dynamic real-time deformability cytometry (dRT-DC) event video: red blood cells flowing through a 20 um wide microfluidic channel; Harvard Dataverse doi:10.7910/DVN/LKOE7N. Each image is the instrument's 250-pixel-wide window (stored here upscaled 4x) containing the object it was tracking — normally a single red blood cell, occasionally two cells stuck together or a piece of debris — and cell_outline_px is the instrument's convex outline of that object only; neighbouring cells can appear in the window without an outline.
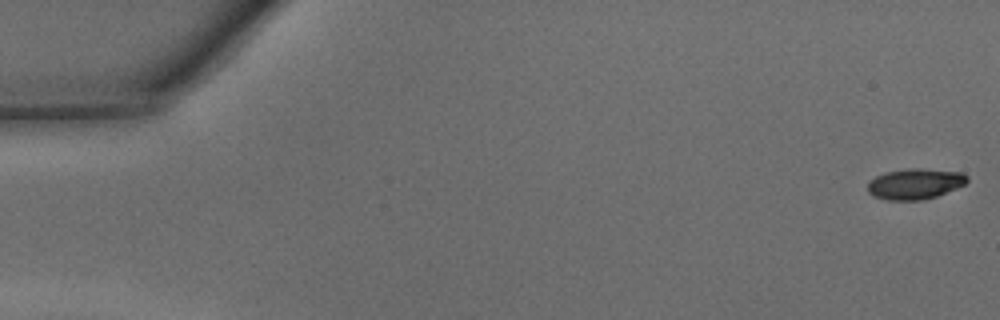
{"species": "common noctule bat (a hibernating species)", "species_latin": "Nyctalus noctula", "temperature_condition": "warm", "stored_images_in_passage": 47, "camera_frame_rate_fps": 3000, "um_per_image_px": 0.085, "animal": {"sex": "male", "body_mass_g": 15.6}, "frame": {"image": 1, "passage_image": 1, "time_ms": 0.0, "image_size_px": [1000, 320], "cell_outline_px": [[968, 180], [964, 184], [956, 188], [936, 196], [920, 200], [888, 200], [876, 196], [868, 192], [868, 180], [884, 172], [908, 168], [916, 168], [964, 172], [968, 176]], "centroid_in_image_um": [77.77, 15.61], "position_along_channel_um": 7.2, "area_um2": 17.74}}
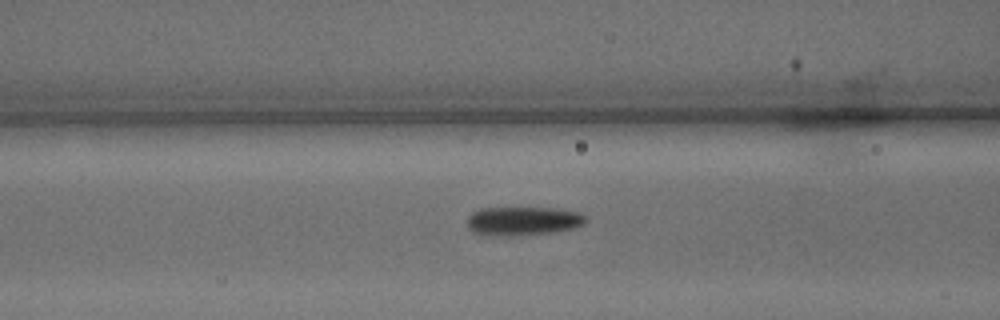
{"frame": {"image": 2, "passage_image": 19, "time_ms": 6.0, "image_size_px": [1000, 320], "cell_outline_px": [[588, 220], [584, 224], [572, 228], [548, 232], [476, 232], [468, 228], [468, 216], [472, 212], [480, 208], [552, 208], [580, 212], [588, 216]], "centroid_in_image_um": [44.56, 18.69], "position_along_channel_um": 122.0, "area_um2": 18.5}}
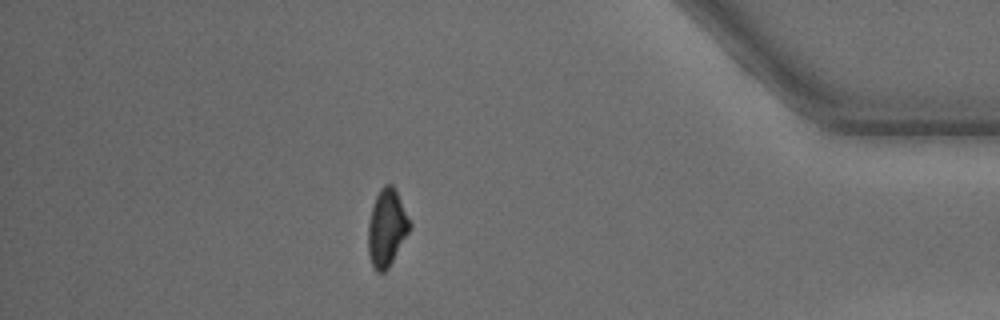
{"frame": {"image": 3, "passage_image": 41, "time_ms": 13.333, "image_size_px": [1000, 320], "cell_outline_px": [[412, 228], [388, 268], [384, 272], [376, 272], [368, 256], [368, 220], [376, 196], [380, 188], [384, 184], [392, 184], [412, 224]], "centroid_in_image_um": [32.87, 19.39], "position_along_channel_um": 402.3, "area_um2": 18.73}, "authors_computed_cell_mechanics": {"area_um2": 18.785, "velocity_mm_per_s": 4.3666, "shape_relaxation_time_tau1_ms": 3.2499, "shape_relaxation_time_tau2_ms": 2.5804, "deformation_change_tau1": 0.1588, "deformation_change_tau2": 0.0854}}